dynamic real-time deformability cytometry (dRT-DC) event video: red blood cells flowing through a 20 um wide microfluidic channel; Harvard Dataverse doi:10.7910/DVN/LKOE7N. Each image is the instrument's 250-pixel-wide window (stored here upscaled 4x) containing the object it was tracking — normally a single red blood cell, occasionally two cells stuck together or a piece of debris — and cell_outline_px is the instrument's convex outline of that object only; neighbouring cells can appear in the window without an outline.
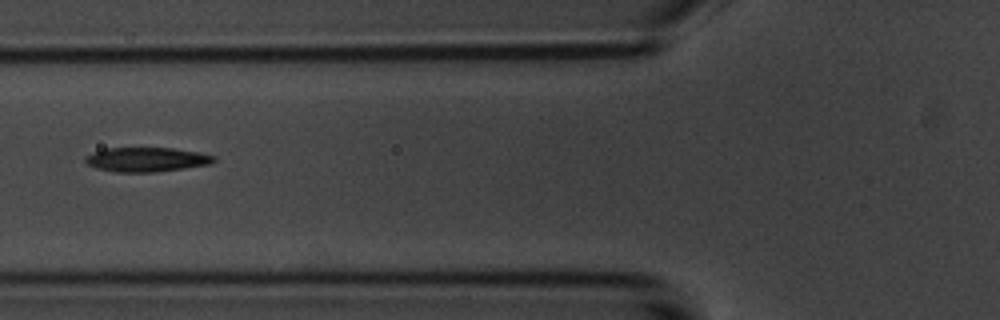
{"species": "common noctule bat (a hibernating species)", "species_latin": "Nyctalus noctula", "temperature_condition": "room temperature", "stored_images_in_passage": 9, "camera_frame_rate_fps": 3000, "um_per_image_px": 0.085, "animal": {"sex": "male", "body_mass_g": 20.1, "forearm_length_mm": 53.5}, "frame": {"image": 1, "passage_image": 6, "time_ms": 6.667, "image_size_px": [1000, 320], "cell_outline_px": [[216, 160], [212, 164], [156, 172], [116, 172], [96, 168], [88, 164], [84, 160], [84, 156], [92, 152], [104, 148], [172, 148], [196, 152], [216, 156]], "centroid_in_image_um": [12.44, 13.56], "position_along_channel_um": 113.4, "area_um2": 18.32}}
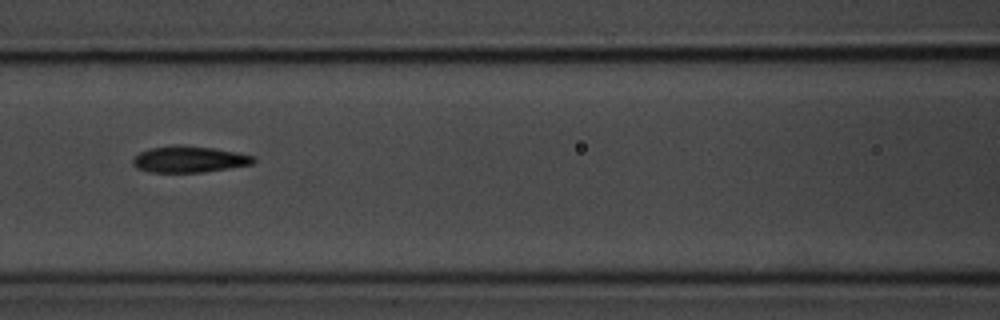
{"frame": {"image": 2, "passage_image": 7, "time_ms": 7.667, "image_size_px": [1000, 320], "cell_outline_px": [[256, 160], [252, 164], [204, 172], [148, 172], [136, 168], [132, 164], [132, 160], [140, 152], [152, 148], [180, 144], [212, 148], [236, 152], [256, 156]], "centroid_in_image_um": [16.08, 13.54], "position_along_channel_um": 150.5, "area_um2": 18.5}}
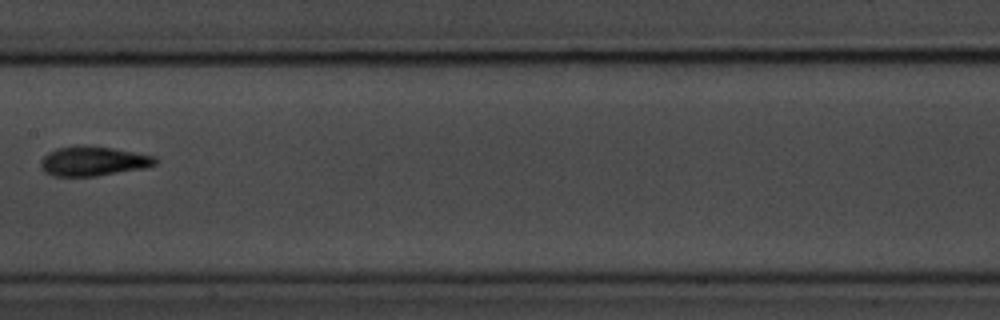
{"frame": {"image": 3, "passage_image": 8, "time_ms": 9.0, "image_size_px": [1000, 320], "cell_outline_px": [[156, 164], [144, 168], [96, 176], [52, 176], [44, 172], [40, 168], [40, 160], [48, 152], [56, 148], [80, 144], [84, 144], [112, 148], [156, 156]], "centroid_in_image_um": [7.87, 13.69], "position_along_channel_um": 199.5, "area_um2": 19.94}}